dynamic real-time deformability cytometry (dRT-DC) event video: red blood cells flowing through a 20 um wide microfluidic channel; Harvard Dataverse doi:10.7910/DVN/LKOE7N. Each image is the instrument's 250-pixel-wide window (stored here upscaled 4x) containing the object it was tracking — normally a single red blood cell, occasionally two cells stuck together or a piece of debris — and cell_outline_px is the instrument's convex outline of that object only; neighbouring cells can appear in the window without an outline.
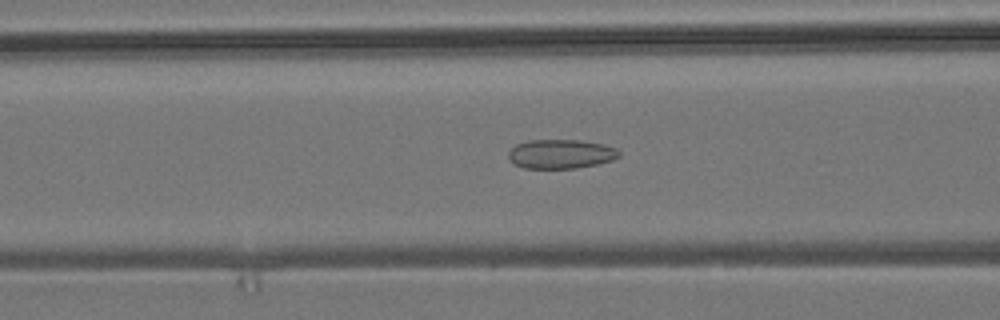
{"species": "common noctule bat (a hibernating species)", "species_latin": "Nyctalus noctula", "temperature_condition": "room temperature", "stored_images_in_passage": 28, "camera_frame_rate_fps": 3000, "um_per_image_px": 0.085, "animal": {"sex": "male", "body_mass_g": 19.2, "forearm_length_mm": 51.8}, "frame": {"image": 1, "passage_image": 19, "time_ms": 6.0, "image_size_px": [1000, 320], "cell_outline_px": [[620, 156], [612, 160], [596, 164], [576, 168], [524, 168], [512, 164], [508, 160], [508, 152], [516, 144], [528, 140], [580, 140], [604, 144], [616, 148], [620, 152]], "centroid_in_image_um": [47.64, 13.08], "position_along_channel_um": 119.0, "area_um2": 18.96}}
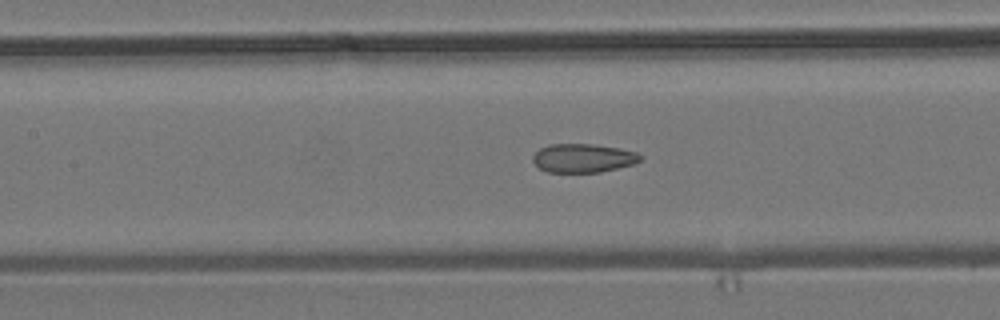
{"frame": {"image": 2, "passage_image": 22, "time_ms": 7.0, "image_size_px": [1000, 320], "cell_outline_px": [[644, 156], [640, 160], [632, 164], [600, 172], [548, 172], [540, 168], [532, 160], [532, 156], [540, 148], [548, 144], [592, 144], [620, 148], [636, 152]], "centroid_in_image_um": [49.56, 13.43], "position_along_channel_um": 157.8, "area_um2": 17.92}}
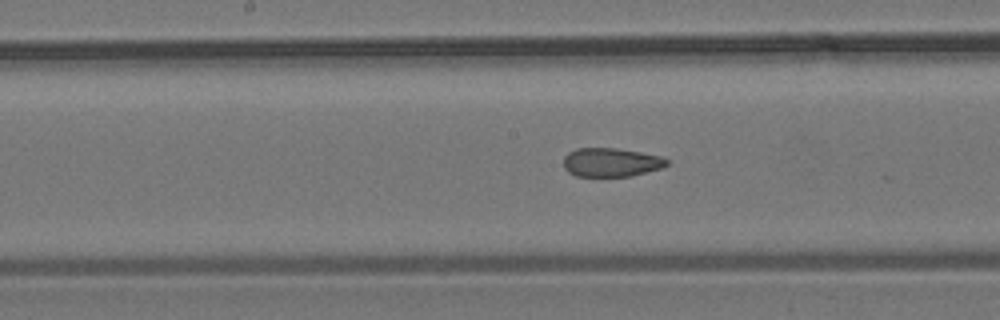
{"frame": {"image": 3, "passage_image": 25, "time_ms": 8.0, "image_size_px": [1000, 320], "cell_outline_px": [[668, 164], [664, 168], [632, 176], [576, 176], [568, 172], [564, 168], [564, 156], [568, 152], [576, 148], [616, 148], [664, 156], [668, 160]], "centroid_in_image_um": [51.97, 13.8], "position_along_channel_um": 196.2, "area_um2": 17.57}}